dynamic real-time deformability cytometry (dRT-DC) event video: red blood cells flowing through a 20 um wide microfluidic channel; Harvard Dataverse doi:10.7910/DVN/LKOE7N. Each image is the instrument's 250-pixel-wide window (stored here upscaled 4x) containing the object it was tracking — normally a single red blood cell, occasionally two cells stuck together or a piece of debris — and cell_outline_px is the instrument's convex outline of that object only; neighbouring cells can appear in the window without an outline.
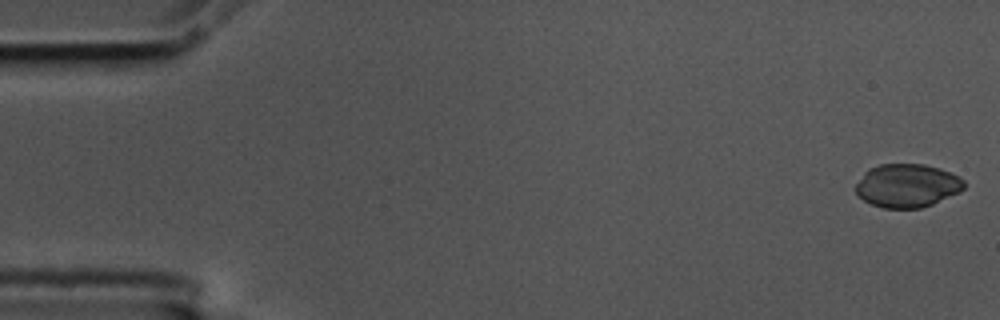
{"species": "common noctule bat (a hibernating species)", "species_latin": "Nyctalus noctula", "temperature_condition": "cold", "stored_images_in_passage": 56, "camera_frame_rate_fps": 3000, "um_per_image_px": 0.085, "animal": {"sex": "male", "body_mass_g": 17.5, "forearm_length_mm": 52.3}, "frame": {"image": 1, "passage_image": 1, "time_ms": 0.0, "image_size_px": [1000, 320], "cell_outline_px": [[964, 188], [960, 192], [932, 204], [920, 208], [884, 208], [872, 204], [864, 200], [856, 192], [856, 184], [864, 172], [868, 168], [880, 164], [924, 164], [940, 168], [960, 176], [964, 180]], "centroid_in_image_um": [77.12, 15.76], "position_along_channel_um": 7.9, "area_um2": 27.46}}
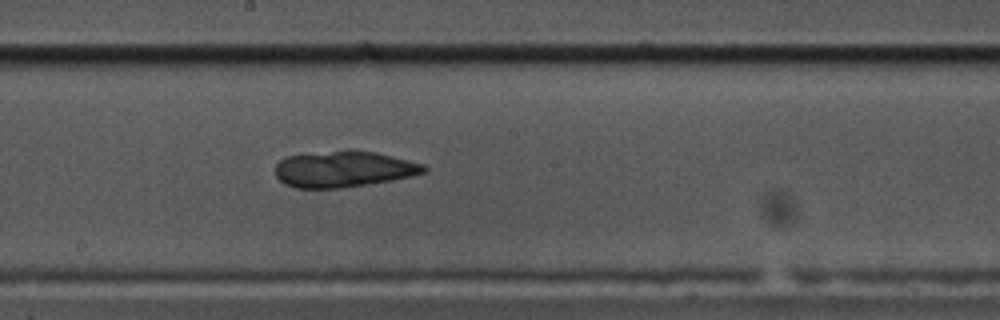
{"frame": {"image": 2, "passage_image": 30, "time_ms": 9.667, "image_size_px": [1000, 320], "cell_outline_px": [[428, 172], [412, 176], [392, 180], [340, 188], [296, 188], [284, 184], [276, 176], [276, 164], [284, 156], [348, 148], [352, 148], [376, 152], [424, 164], [428, 168]], "centroid_in_image_um": [29.22, 14.35], "position_along_channel_um": 219.0, "area_um2": 31.85}}
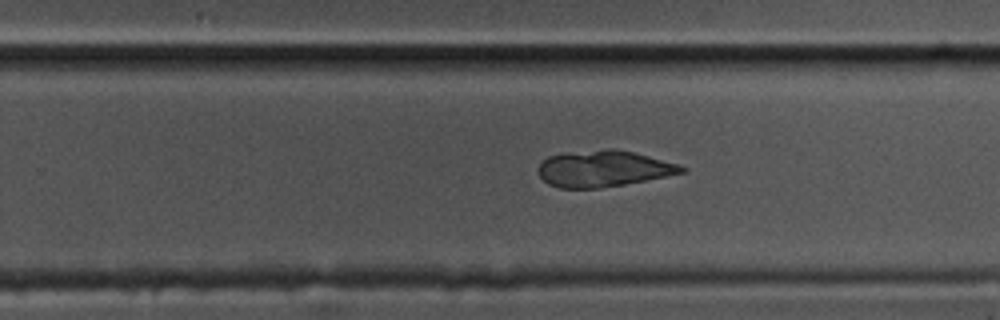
{"frame": {"image": 3, "passage_image": 35, "time_ms": 11.333, "image_size_px": [1000, 320], "cell_outline_px": [[688, 168], [684, 172], [624, 184], [600, 188], [560, 188], [548, 184], [540, 176], [536, 168], [548, 156], [608, 148], [616, 148], [636, 152], [680, 164]], "centroid_in_image_um": [51.32, 14.33], "position_along_channel_um": 278.5, "area_um2": 30.17}}